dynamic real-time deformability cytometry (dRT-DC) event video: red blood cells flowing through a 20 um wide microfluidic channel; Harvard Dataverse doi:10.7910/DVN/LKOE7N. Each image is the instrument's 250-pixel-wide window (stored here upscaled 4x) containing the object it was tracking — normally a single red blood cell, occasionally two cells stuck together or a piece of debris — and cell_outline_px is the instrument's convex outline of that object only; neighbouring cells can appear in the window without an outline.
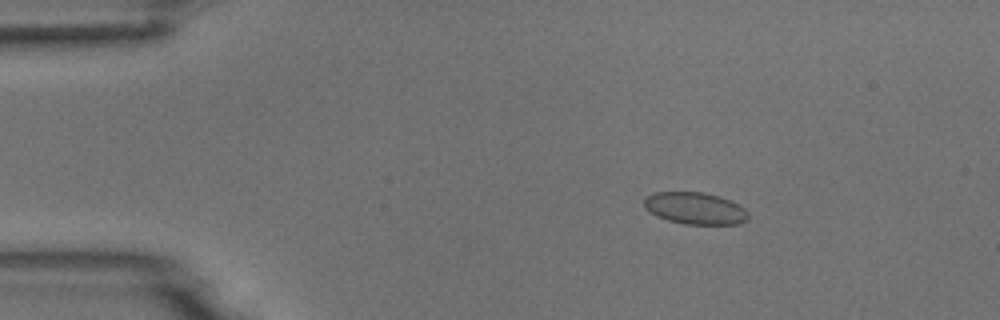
{"species": "common noctule bat (a hibernating species)", "species_latin": "Nyctalus noctula", "temperature_condition": "room temperature", "stored_images_in_passage": 3, "camera_frame_rate_fps": 3000, "um_per_image_px": 0.085, "animal": {"sex": "male", "body_mass_g": 18.8}, "frame": {"image": 1, "passage_image": 1, "time_ms": 0.0, "image_size_px": [1000, 320], "cell_outline_px": [[748, 220], [740, 224], [684, 224], [668, 220], [656, 216], [644, 208], [644, 196], [652, 192], [704, 192], [720, 196], [740, 204], [748, 212]], "centroid_in_image_um": [59.08, 17.7], "position_along_channel_um": 25.9, "area_um2": 19.71}}
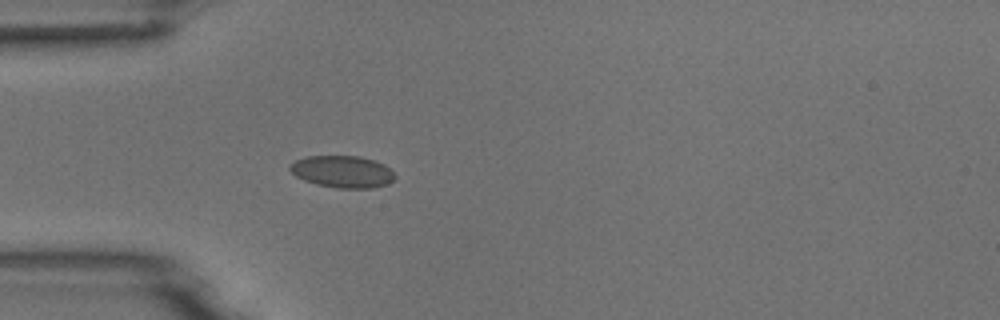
{"frame": {"image": 2, "passage_image": 3, "time_ms": 2.333, "image_size_px": [1000, 320], "cell_outline_px": [[396, 180], [388, 184], [372, 188], [336, 188], [316, 184], [304, 180], [296, 176], [288, 168], [296, 160], [308, 156], [360, 156], [384, 164], [396, 176]], "centroid_in_image_um": [29.13, 14.6], "position_along_channel_um": 55.9, "area_um2": 19.54}}